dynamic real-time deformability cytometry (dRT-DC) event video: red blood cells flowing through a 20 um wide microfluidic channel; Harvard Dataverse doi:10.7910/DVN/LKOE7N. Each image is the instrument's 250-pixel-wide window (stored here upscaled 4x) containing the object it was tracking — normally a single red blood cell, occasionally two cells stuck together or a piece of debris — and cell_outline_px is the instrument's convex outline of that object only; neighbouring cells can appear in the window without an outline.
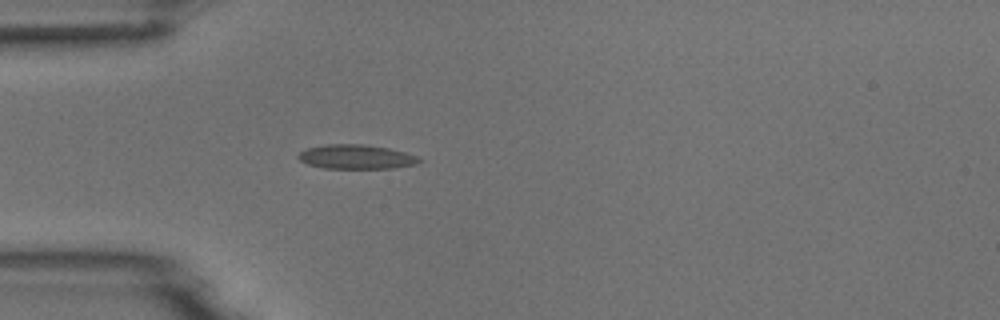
{"species": "common noctule bat (a hibernating species)", "species_latin": "Nyctalus noctula", "temperature_condition": "room temperature", "stored_images_in_passage": 5, "camera_frame_rate_fps": 3000, "um_per_image_px": 0.085, "animal": {"sex": "male", "body_mass_g": 18.8}, "frame": {"image": 1, "passage_image": 5, "time_ms": 5.667, "image_size_px": [1000, 320], "cell_outline_px": [[420, 160], [416, 164], [392, 168], [324, 168], [308, 164], [300, 160], [296, 156], [300, 152], [308, 148], [324, 144], [364, 144], [388, 148], [404, 152], [416, 156]], "centroid_in_image_um": [30.23, 13.32], "position_along_channel_um": 54.8, "area_um2": 16.94}}